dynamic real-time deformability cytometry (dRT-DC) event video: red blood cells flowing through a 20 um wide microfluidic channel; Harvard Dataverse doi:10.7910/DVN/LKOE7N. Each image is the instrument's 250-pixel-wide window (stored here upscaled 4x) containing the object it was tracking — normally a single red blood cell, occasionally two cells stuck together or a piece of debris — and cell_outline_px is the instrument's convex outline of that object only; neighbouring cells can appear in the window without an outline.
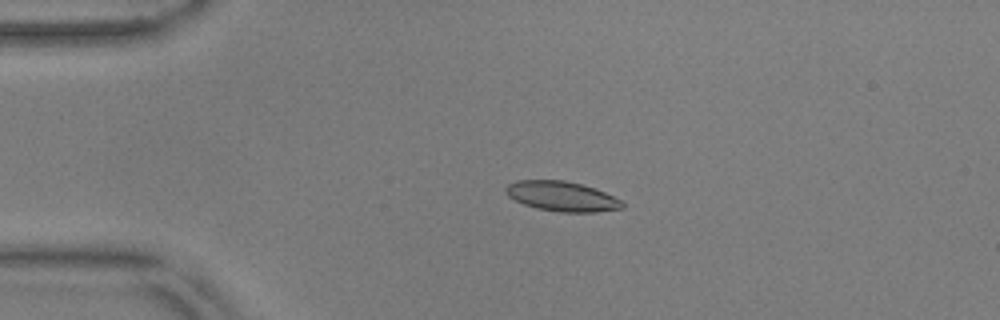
{"species": "common noctule bat (a hibernating species)", "species_latin": "Nyctalus noctula", "temperature_condition": "warm", "stored_images_in_passage": 44, "camera_frame_rate_fps": 3000, "um_per_image_px": 0.085, "animal": {"sex": "male", "body_mass_g": 17.9, "forearm_length_mm": 54.2}, "frame": {"image": 1, "passage_image": 1, "time_ms": 0.0, "image_size_px": [1000, 320], "cell_outline_px": [[624, 208], [596, 212], [560, 212], [536, 208], [524, 204], [508, 196], [504, 192], [504, 188], [508, 184], [516, 180], [564, 180], [580, 184], [604, 192], [620, 200], [624, 204]], "centroid_in_image_um": [47.72, 16.69], "position_along_channel_um": 37.3, "area_um2": 20.17}}
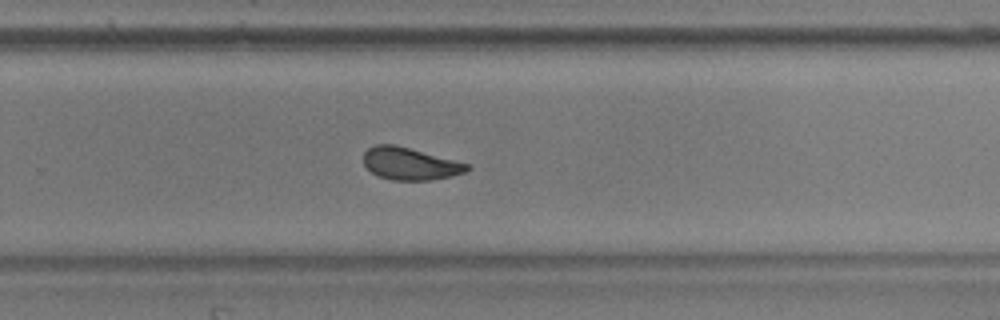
{"frame": {"image": 2, "passage_image": 25, "time_ms": 8.0, "image_size_px": [1000, 320], "cell_outline_px": [[472, 168], [464, 172], [452, 176], [432, 180], [392, 180], [376, 176], [364, 164], [364, 152], [368, 148], [376, 144], [392, 144], [408, 148], [468, 164]], "centroid_in_image_um": [34.82, 13.93], "position_along_channel_um": 295.0, "area_um2": 19.25}}
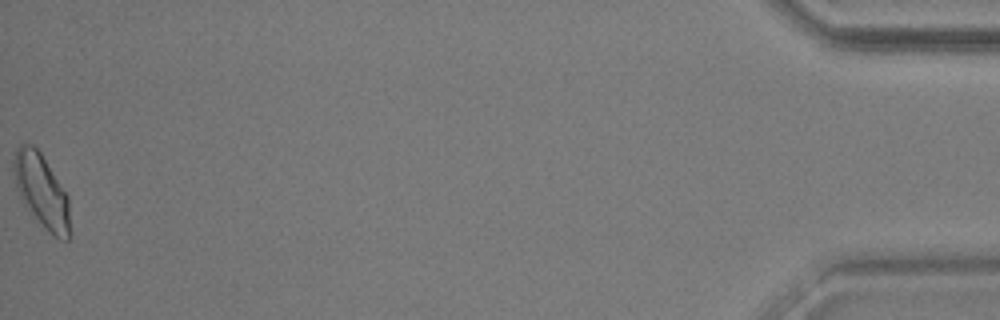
{"frame": {"image": 3, "passage_image": 44, "time_ms": 14.333, "image_size_px": [1000, 320], "cell_outline_px": [[68, 240], [64, 240], [52, 236], [28, 212], [16, 188], [12, 168], [12, 160], [16, 148], [24, 140], [32, 144], [40, 152], [68, 196]], "centroid_in_image_um": [3.46, 16.18], "position_along_channel_um": 431.7, "area_um2": 24.16}, "authors_computed_cell_mechanics": {"area_um2": 20.808, "velocity_mm_per_s": 3.6602, "shape_relaxation_time_tau1_ms": 4.3846, "shape_relaxation_time_tau2_ms": 2.2145, "deformation_change_tau1": 0.1288, "deformation_change_tau2": 0.0874}}